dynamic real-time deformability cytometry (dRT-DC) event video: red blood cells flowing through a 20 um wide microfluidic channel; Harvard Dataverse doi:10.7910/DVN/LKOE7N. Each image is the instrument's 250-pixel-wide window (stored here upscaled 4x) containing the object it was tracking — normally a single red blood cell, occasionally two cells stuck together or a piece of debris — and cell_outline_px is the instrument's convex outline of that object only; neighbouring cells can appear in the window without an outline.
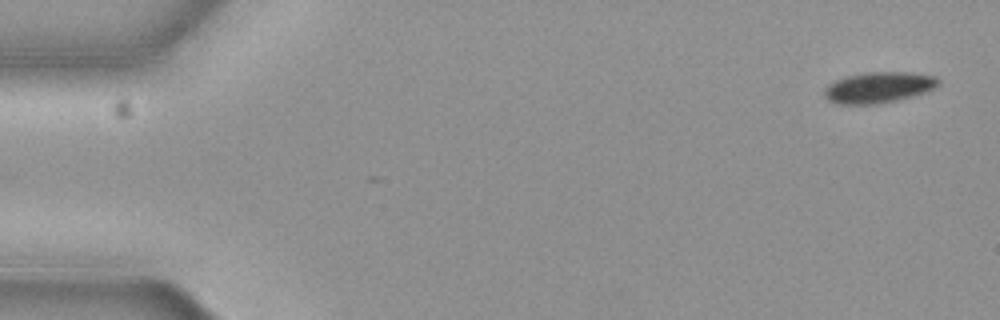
{"species": "common noctule bat (a hibernating species)", "species_latin": "Nyctalus noctula", "temperature_condition": "cold", "stored_images_in_passage": 4, "camera_frame_rate_fps": 3000, "um_per_image_px": 0.085, "animal": {"sex": "female", "body_mass_g": 19.3, "forearm_length_mm": 54.1}, "frame": {"image": 1, "passage_image": 1, "time_ms": 0.0, "image_size_px": [1000, 320], "cell_outline_px": [[940, 84], [936, 88], [912, 96], [880, 104], [836, 104], [828, 100], [824, 96], [824, 88], [828, 84], [836, 80], [848, 76], [868, 72], [908, 72], [936, 76], [940, 80]], "centroid_in_image_um": [74.69, 7.43], "position_along_channel_um": 10.3, "area_um2": 20.63}}
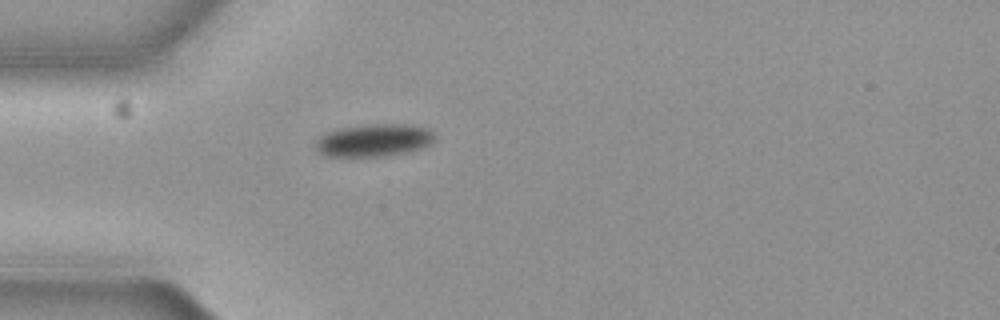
{"frame": {"image": 2, "passage_image": 4, "time_ms": 1.0, "image_size_px": [1000, 320], "cell_outline_px": [[436, 140], [432, 144], [420, 148], [404, 152], [384, 156], [328, 156], [320, 152], [316, 148], [316, 140], [320, 136], [328, 132], [340, 128], [372, 124], [412, 124], [428, 128], [436, 132]], "centroid_in_image_um": [31.86, 11.9], "position_along_channel_um": 53.1, "area_um2": 22.66}}